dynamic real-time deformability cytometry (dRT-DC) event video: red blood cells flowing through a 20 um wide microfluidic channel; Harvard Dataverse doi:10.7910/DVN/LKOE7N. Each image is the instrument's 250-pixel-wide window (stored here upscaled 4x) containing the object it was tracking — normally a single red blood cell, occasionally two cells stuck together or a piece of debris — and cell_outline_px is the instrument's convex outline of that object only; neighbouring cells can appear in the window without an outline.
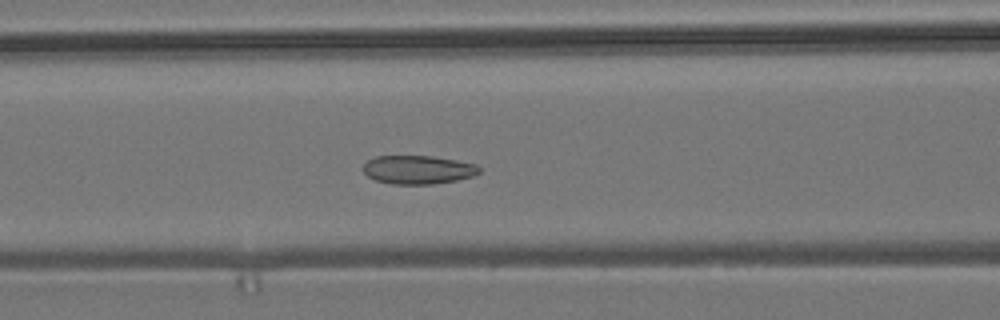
{"species": "common noctule bat (a hibernating species)", "species_latin": "Nyctalus noctula", "temperature_condition": "room temperature", "stored_images_in_passage": 55, "camera_frame_rate_fps": 3000, "um_per_image_px": 0.085, "animal": {"sex": "male", "body_mass_g": 19.2, "forearm_length_mm": 51.8}, "frame": {"image": 1, "passage_image": 23, "time_ms": 7.333, "image_size_px": [1000, 320], "cell_outline_px": [[480, 172], [472, 176], [456, 180], [432, 184], [392, 184], [376, 180], [368, 176], [364, 172], [364, 164], [368, 160], [376, 156], [432, 156], [456, 160], [476, 164], [480, 168]], "centroid_in_image_um": [35.53, 14.42], "position_along_channel_um": 131.1, "area_um2": 19.19}}
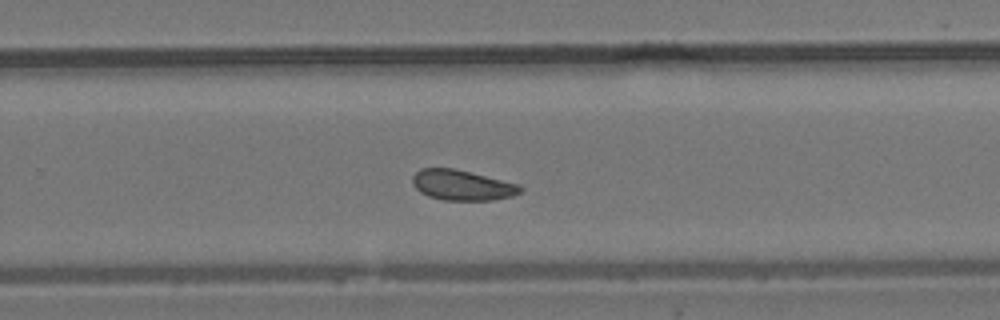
{"frame": {"image": 2, "passage_image": 36, "time_ms": 11.667, "image_size_px": [1000, 320], "cell_outline_px": [[524, 188], [520, 192], [512, 196], [492, 200], [444, 200], [428, 196], [420, 192], [416, 188], [412, 180], [412, 176], [420, 168], [456, 168], [520, 184]], "centroid_in_image_um": [39.29, 15.73], "position_along_channel_um": 290.5, "area_um2": 19.19}}
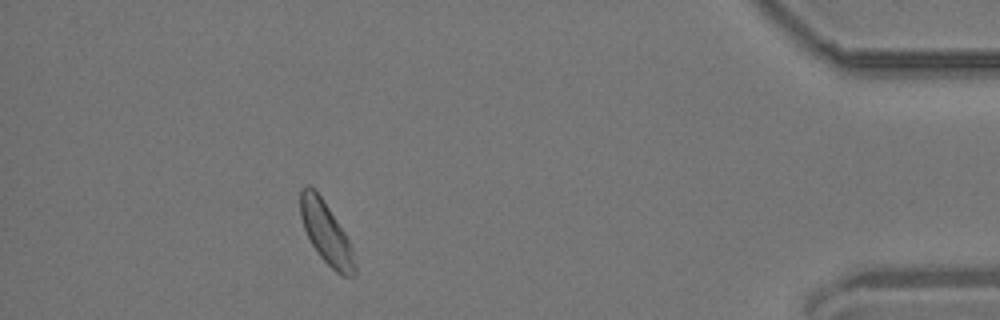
{"frame": {"image": 3, "passage_image": 50, "time_ms": 16.333, "image_size_px": [1000, 320], "cell_outline_px": [[356, 276], [340, 276], [320, 256], [312, 244], [304, 228], [300, 216], [300, 188], [308, 184], [320, 196], [344, 232], [352, 248], [356, 268]], "centroid_in_image_um": [27.71, 19.82], "position_along_channel_um": 407.5, "area_um2": 19.19}, "authors_computed_cell_mechanics": {"area_um2": 19.8832, "velocity_mm_per_s": 3.6844, "shape_relaxation_time_tau1_ms": null, "shape_relaxation_time_tau2_ms": 2.3093, "deformation_change_tau1": null, "deformation_change_tau2": 0.0639}}